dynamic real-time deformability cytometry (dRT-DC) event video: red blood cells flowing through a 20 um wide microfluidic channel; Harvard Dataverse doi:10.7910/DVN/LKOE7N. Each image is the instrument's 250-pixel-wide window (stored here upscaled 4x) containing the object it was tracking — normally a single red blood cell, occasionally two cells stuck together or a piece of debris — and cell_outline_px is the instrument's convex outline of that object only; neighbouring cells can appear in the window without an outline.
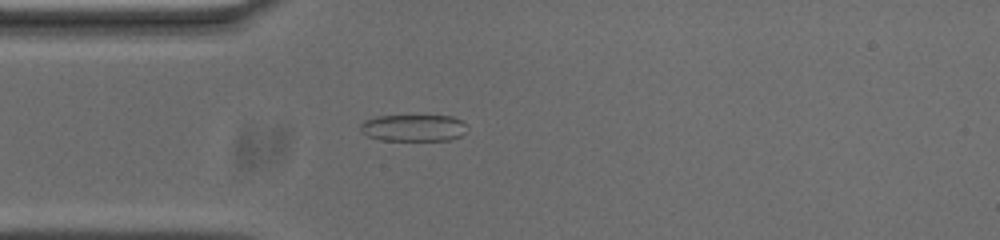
{"species": "common noctule bat (a hibernating species)", "species_latin": "Nyctalus noctula", "temperature_condition": "cold", "stored_images_in_passage": 54, "camera_frame_rate_fps": 3000, "um_per_image_px": 0.085, "animal": {"sex": "male", "body_mass_g": 20.0, "forearm_length_mm": 53.3}, "frame": {"image": 1, "passage_image": 14, "time_ms": 4.333, "image_size_px": [1000, 240], "cell_outline_px": [[468, 128], [460, 136], [452, 140], [380, 140], [368, 136], [360, 128], [360, 124], [364, 120], [376, 116], [452, 116], [460, 120]], "centroid_in_image_um": [35.14, 10.87], "position_along_channel_um": 49.9, "area_um2": 16.59}}
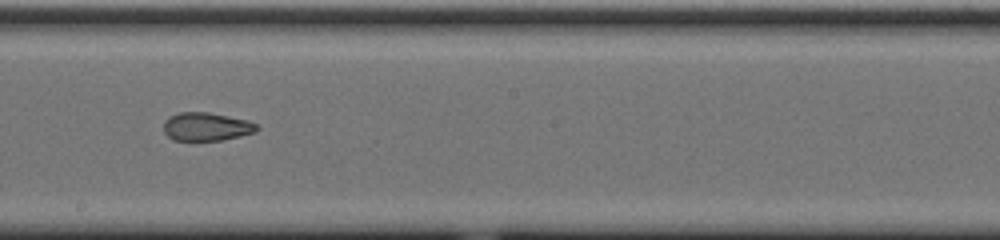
{"frame": {"image": 2, "passage_image": 29, "time_ms": 9.333, "image_size_px": [1000, 240], "cell_outline_px": [[260, 128], [256, 132], [240, 136], [220, 140], [172, 140], [164, 132], [164, 120], [168, 116], [180, 112], [208, 112], [248, 120], [256, 124]], "centroid_in_image_um": [17.54, 10.76], "position_along_channel_um": 230.7, "area_um2": 15.43}}
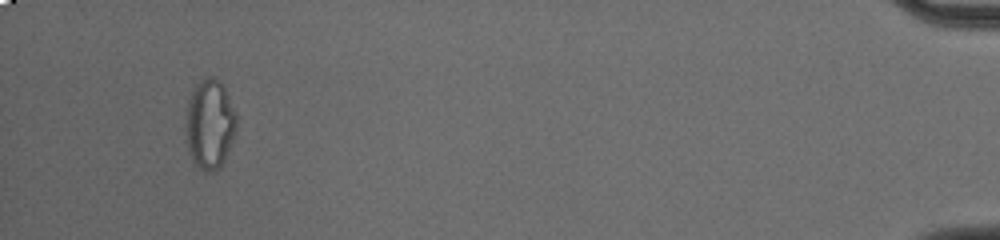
{"frame": {"image": 3, "passage_image": 51, "time_ms": 16.667, "image_size_px": [1000, 240], "cell_outline_px": [[236, 132], [224, 160], [220, 168], [216, 172], [208, 172], [200, 168], [192, 160], [188, 152], [184, 140], [184, 124], [188, 100], [192, 88], [204, 76], [212, 76], [220, 80], [228, 96], [236, 116]], "centroid_in_image_um": [17.78, 10.55], "position_along_channel_um": 417.4, "area_um2": 27.11}, "authors_computed_cell_mechanics": {"area_um2": 18.0047, "velocity_mm_per_s": 3.7132, "shape_relaxation_time_tau1_ms": null, "shape_relaxation_time_tau2_ms": 2.6086, "deformation_change_tau1": null, "deformation_change_tau2": 0.0883}}